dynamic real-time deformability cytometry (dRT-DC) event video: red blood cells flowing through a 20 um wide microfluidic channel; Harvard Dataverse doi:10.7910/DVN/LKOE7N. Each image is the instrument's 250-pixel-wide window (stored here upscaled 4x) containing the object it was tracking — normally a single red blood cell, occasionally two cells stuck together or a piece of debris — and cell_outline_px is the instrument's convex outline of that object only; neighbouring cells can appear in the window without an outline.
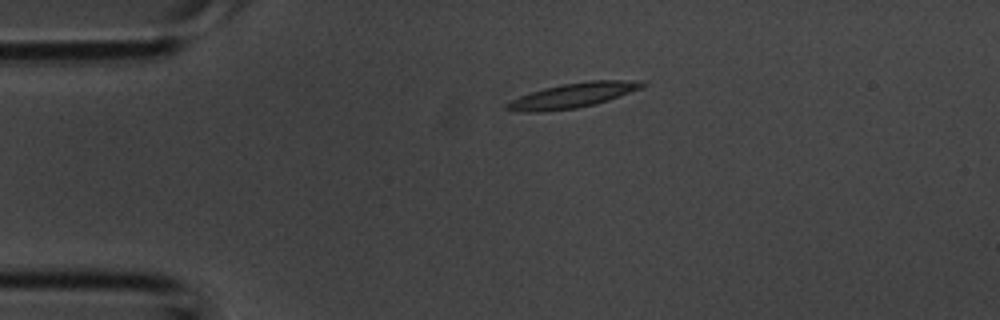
{"species": "common noctule bat (a hibernating species)", "species_latin": "Nyctalus noctula", "temperature_condition": "room temperature", "stored_images_in_passage": 4, "camera_frame_rate_fps": 3000, "um_per_image_px": 0.085, "animal": {"sex": "male", "body_mass_g": 20.1, "forearm_length_mm": 53.5}, "frame": {"image": 1, "passage_image": 4, "time_ms": 1.0, "image_size_px": [1000, 320], "cell_outline_px": [[648, 84], [640, 88], [608, 100], [596, 104], [576, 108], [540, 112], [524, 112], [508, 108], [504, 104], [520, 96], [544, 88], [564, 84], [588, 80], [620, 80]], "centroid_in_image_um": [48.65, 8.12], "position_along_channel_um": 36.4, "area_um2": 18.96}}